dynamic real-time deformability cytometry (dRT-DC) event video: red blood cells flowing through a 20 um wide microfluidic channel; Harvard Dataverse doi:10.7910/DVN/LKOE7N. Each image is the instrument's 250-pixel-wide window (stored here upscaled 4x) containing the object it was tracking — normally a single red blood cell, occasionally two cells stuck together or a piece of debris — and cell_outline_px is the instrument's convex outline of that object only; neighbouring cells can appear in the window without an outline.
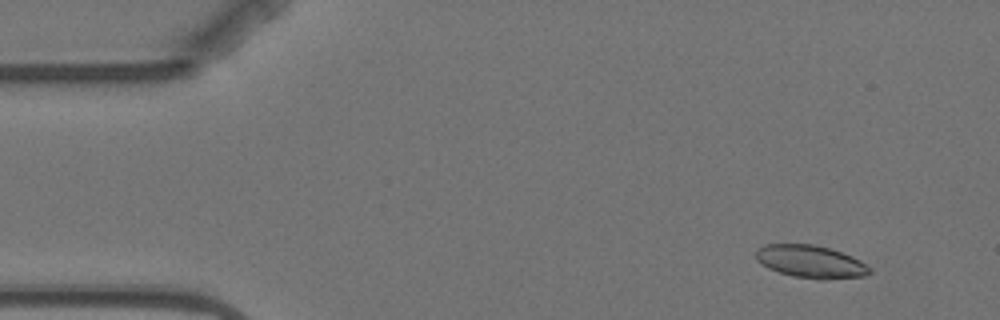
{"species": "Egyptian fruit bat (a non-hibernating species)", "species_latin": "Rousettus aegyptiacus", "temperature_condition": "warm", "stored_images_in_passage": 5, "camera_frame_rate_fps": 3000, "um_per_image_px": 0.085, "animal": {"sex": "female"}, "frame": {"image": 1, "passage_image": 2, "time_ms": 1.0, "image_size_px": [1000, 320], "cell_outline_px": [[872, 272], [868, 276], [824, 280], [816, 280], [792, 276], [768, 268], [760, 264], [756, 260], [756, 248], [764, 244], [812, 244], [828, 248], [852, 256], [860, 260], [872, 268]], "centroid_in_image_um": [68.92, 22.25], "position_along_channel_um": 16.1, "area_um2": 22.02}}
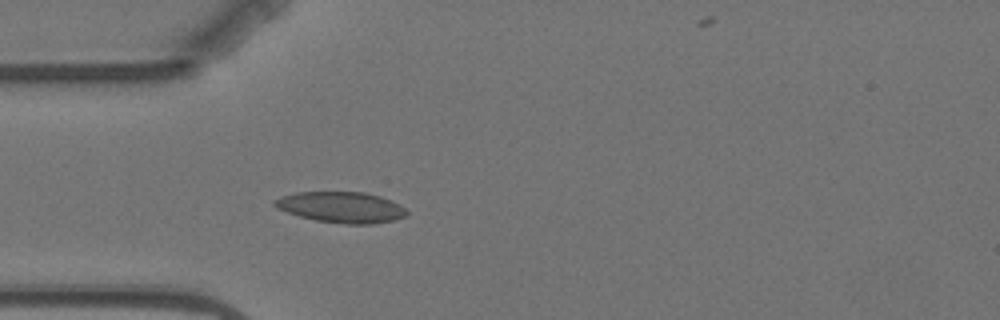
{"frame": {"image": 2, "passage_image": 5, "time_ms": 4.667, "image_size_px": [1000, 320], "cell_outline_px": [[408, 212], [404, 216], [392, 220], [372, 224], [344, 224], [316, 220], [300, 216], [276, 208], [272, 204], [272, 200], [280, 196], [296, 192], [364, 192], [380, 196], [400, 204]], "centroid_in_image_um": [28.97, 17.6], "position_along_channel_um": 56.0, "area_um2": 23.76}}